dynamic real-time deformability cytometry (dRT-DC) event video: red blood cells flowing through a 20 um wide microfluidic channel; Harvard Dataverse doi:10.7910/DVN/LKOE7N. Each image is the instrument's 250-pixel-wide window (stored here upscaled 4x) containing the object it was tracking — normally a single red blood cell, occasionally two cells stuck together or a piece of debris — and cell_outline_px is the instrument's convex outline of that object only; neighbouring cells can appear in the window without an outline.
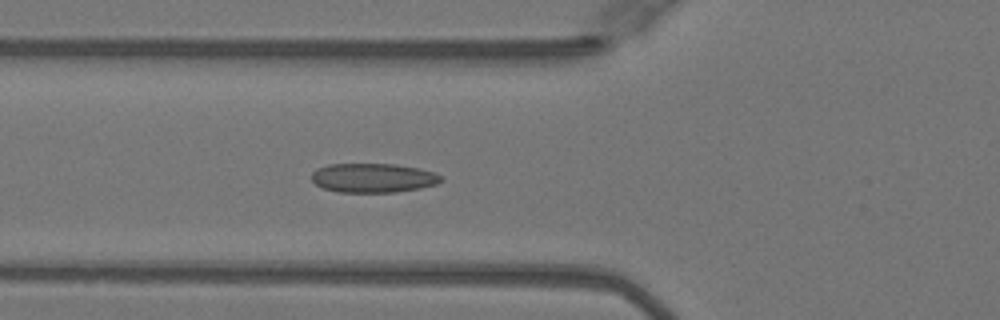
{"species": "Egyptian fruit bat (a non-hibernating species)", "species_latin": "Rousettus aegyptiacus", "temperature_condition": "warm", "stored_images_in_passage": 49, "camera_frame_rate_fps": 3000, "um_per_image_px": 0.085, "animal": {"sex": "female"}, "frame": {"image": 1, "passage_image": 18, "time_ms": 5.667, "image_size_px": [1000, 320], "cell_outline_px": [[444, 180], [436, 184], [420, 188], [396, 192], [336, 192], [324, 188], [316, 184], [312, 180], [312, 172], [316, 168], [328, 164], [396, 164], [420, 168], [436, 172], [444, 176]], "centroid_in_image_um": [31.76, 15.11], "position_along_channel_um": 94.0, "area_um2": 22.31}}
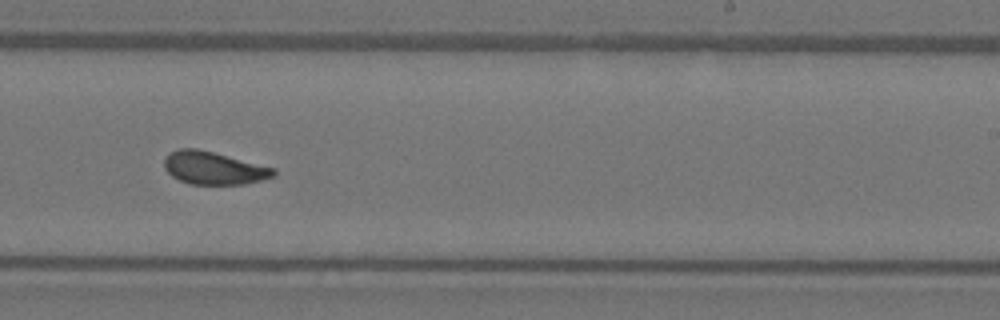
{"frame": {"image": 2, "passage_image": 31, "time_ms": 10.0, "image_size_px": [1000, 320], "cell_outline_px": [[276, 176], [244, 184], [188, 184], [172, 176], [164, 168], [164, 160], [168, 152], [180, 148], [196, 148], [276, 168]], "centroid_in_image_um": [18.15, 14.28], "position_along_channel_um": 270.8, "area_um2": 20.87}}
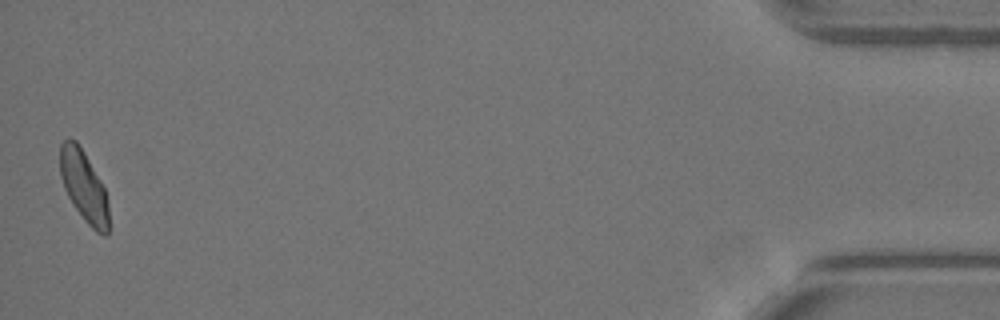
{"frame": {"image": 3, "passage_image": 49, "time_ms": 16.0, "image_size_px": [1000, 320], "cell_outline_px": [[108, 236], [104, 236], [96, 232], [84, 220], [72, 204], [64, 188], [60, 176], [60, 144], [68, 136], [76, 140], [84, 152], [100, 180], [104, 188], [108, 204]], "centroid_in_image_um": [7.11, 15.82], "position_along_channel_um": 428.1, "area_um2": 20.23}, "authors_computed_cell_mechanics": {"area_um2": 21.2704, "velocity_mm_per_s": 4.059, "shape_relaxation_time_tau1_ms": 7.7584, "shape_relaxation_time_tau2_ms": 1.1013, "deformation_change_tau1": 0.1765, "deformation_change_tau2": 0.0658}}